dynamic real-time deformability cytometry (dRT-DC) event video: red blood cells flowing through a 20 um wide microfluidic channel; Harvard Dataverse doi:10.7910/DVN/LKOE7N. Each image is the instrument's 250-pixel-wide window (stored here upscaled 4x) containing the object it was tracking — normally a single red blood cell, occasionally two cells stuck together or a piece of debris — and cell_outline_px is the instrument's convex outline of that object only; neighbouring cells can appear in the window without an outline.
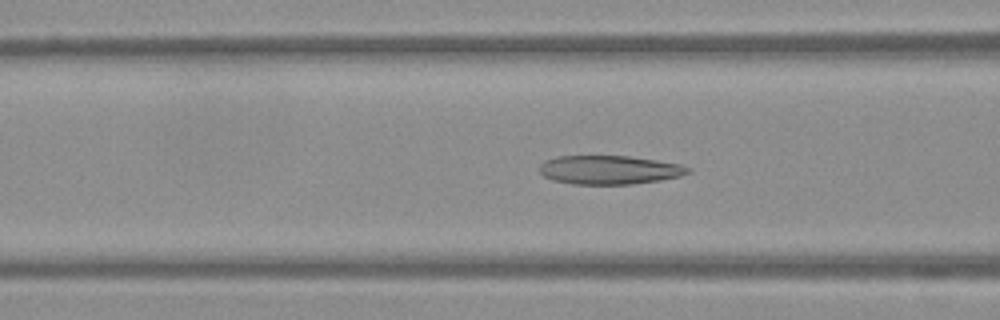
{"species": "Egyptian fruit bat (a non-hibernating species)", "species_latin": "Rousettus aegyptiacus", "temperature_condition": "warm", "stored_images_in_passage": 53, "camera_frame_rate_fps": 3000, "um_per_image_px": 0.085, "frame": {"image": 1, "passage_image": 21, "time_ms": 6.667, "image_size_px": [1000, 320], "cell_outline_px": [[692, 172], [680, 176], [660, 180], [632, 184], [572, 184], [552, 180], [544, 176], [540, 172], [540, 164], [544, 160], [556, 156], [628, 156], [656, 160], [680, 164], [692, 168]], "centroid_in_image_um": [51.8, 14.44], "position_along_channel_um": 114.8, "area_um2": 25.03}}
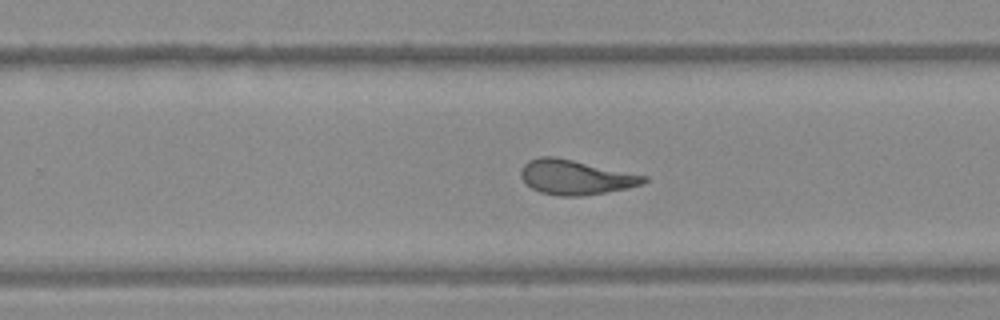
{"frame": {"image": 2, "passage_image": 34, "time_ms": 11.0, "image_size_px": [1000, 320], "cell_outline_px": [[648, 180], [640, 184], [628, 188], [580, 196], [560, 196], [540, 192], [532, 188], [520, 176], [520, 168], [528, 160], [540, 156], [556, 156], [648, 176]], "centroid_in_image_um": [48.9, 15.05], "position_along_channel_um": 280.9, "area_um2": 24.8}}
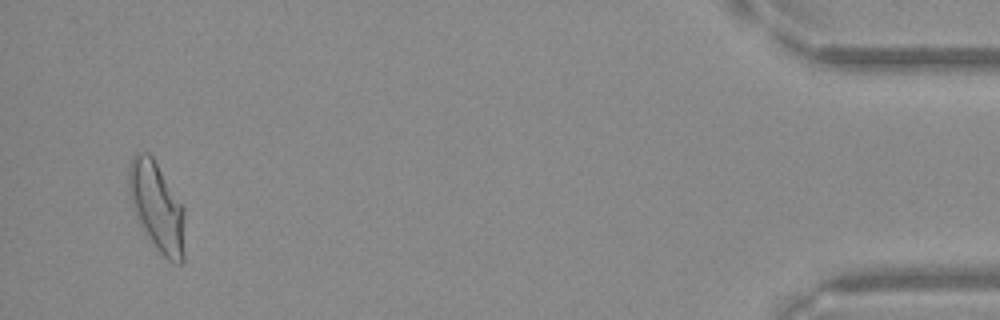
{"frame": {"image": 3, "passage_image": 51, "time_ms": 16.667, "image_size_px": [1000, 320], "cell_outline_px": [[184, 260], [180, 264], [176, 264], [168, 260], [156, 248], [140, 224], [132, 208], [128, 192], [128, 164], [136, 152], [148, 152], [152, 156], [184, 208]], "centroid_in_image_um": [13.32, 17.57], "position_along_channel_um": 421.9, "area_um2": 29.07}}